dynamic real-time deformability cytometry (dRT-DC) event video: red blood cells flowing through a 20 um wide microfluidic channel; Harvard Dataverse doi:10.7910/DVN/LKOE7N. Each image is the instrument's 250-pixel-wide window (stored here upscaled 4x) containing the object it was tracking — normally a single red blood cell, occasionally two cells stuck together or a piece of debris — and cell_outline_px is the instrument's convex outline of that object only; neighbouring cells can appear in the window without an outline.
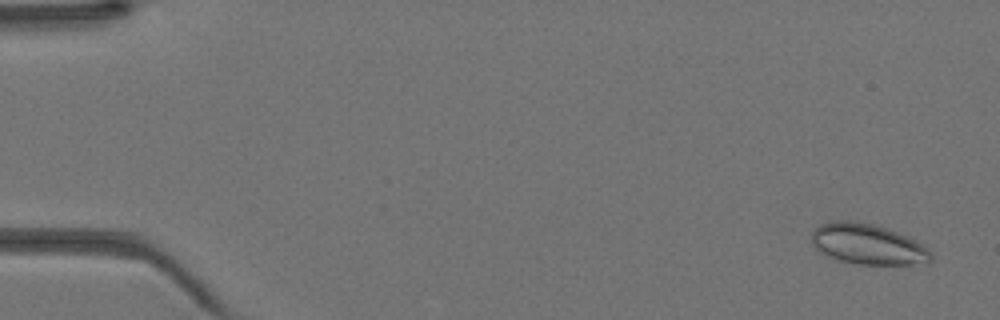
{"species": "Egyptian fruit bat (a non-hibernating species)", "species_latin": "Rousettus aegyptiacus", "temperature_condition": "warm", "stored_images_in_passage": 44, "camera_frame_rate_fps": 3000, "um_per_image_px": 0.085, "animal": {"sex": "female"}, "frame": {"image": 1, "passage_image": 2, "time_ms": 0.333, "image_size_px": [1000, 320], "cell_outline_px": [[932, 260], [928, 264], [860, 264], [840, 260], [824, 256], [812, 244], [812, 228], [828, 220], [852, 220], [872, 224], [908, 236], [916, 240], [928, 248], [932, 252]], "centroid_in_image_um": [73.74, 20.75], "position_along_channel_um": 11.3, "area_um2": 28.55}}
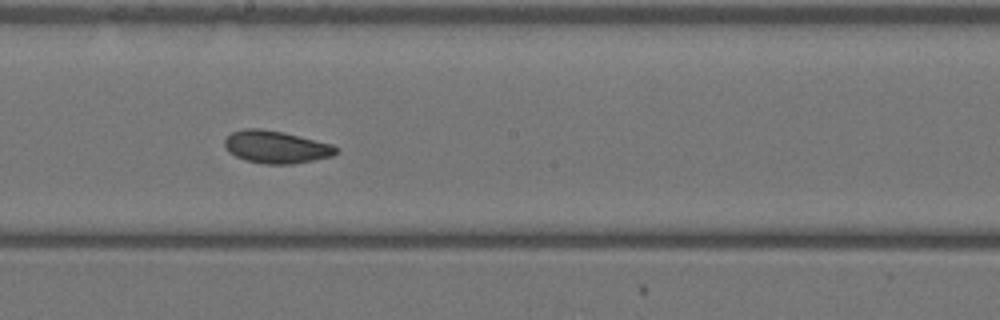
{"frame": {"image": 2, "passage_image": 25, "time_ms": 8.0, "image_size_px": [1000, 320], "cell_outline_px": [[340, 152], [332, 156], [292, 164], [264, 164], [248, 160], [236, 156], [228, 152], [224, 144], [224, 140], [232, 132], [244, 128], [260, 128], [284, 132], [332, 144], [340, 148]], "centroid_in_image_um": [23.49, 12.48], "position_along_channel_um": 224.7, "area_um2": 21.15}}
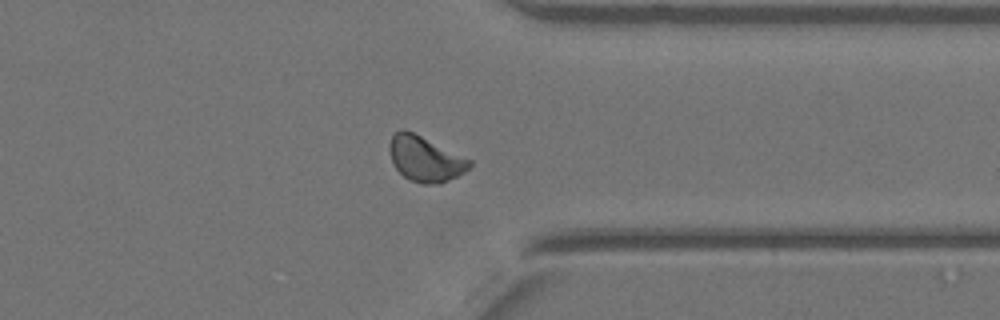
{"frame": {"image": 3, "passage_image": 35, "time_ms": 11.333, "image_size_px": [1000, 320], "cell_outline_px": [[472, 164], [464, 172], [440, 184], [420, 184], [408, 180], [392, 164], [388, 148], [388, 144], [392, 136], [400, 128], [404, 128], [472, 160]], "centroid_in_image_um": [36.1, 13.51], "position_along_channel_um": 375.3, "area_um2": 21.21}}